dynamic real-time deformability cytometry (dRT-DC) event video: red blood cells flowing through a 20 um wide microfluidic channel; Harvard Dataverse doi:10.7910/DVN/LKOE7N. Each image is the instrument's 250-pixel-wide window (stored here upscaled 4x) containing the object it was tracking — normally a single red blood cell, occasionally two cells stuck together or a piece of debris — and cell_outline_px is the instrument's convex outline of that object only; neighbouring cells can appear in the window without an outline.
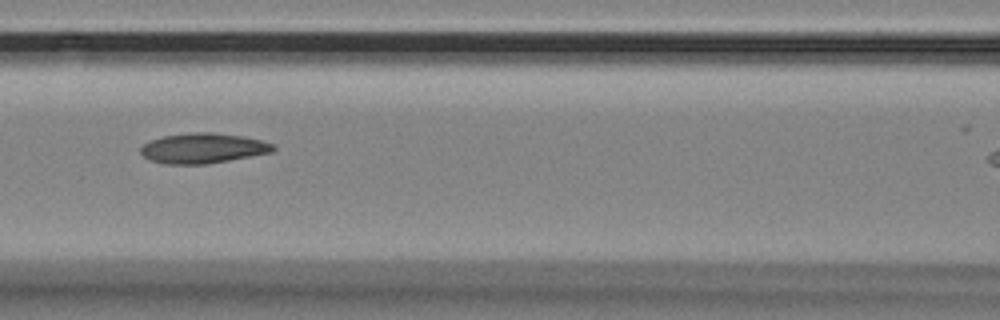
{"species": "Egyptian fruit bat (a non-hibernating species)", "species_latin": "Rousettus aegyptiacus", "temperature_condition": "room temperature", "stored_images_in_passage": 6, "camera_frame_rate_fps": 3000, "um_per_image_px": 0.085, "animal": {"sex": "female"}, "frame": {"image": 1, "passage_image": 4, "time_ms": 1.0, "image_size_px": [1000, 320], "cell_outline_px": [[276, 148], [272, 152], [208, 164], [164, 164], [152, 160], [144, 156], [140, 152], [140, 148], [144, 144], [152, 140], [164, 136], [192, 132], [212, 132], [244, 136], [260, 140], [272, 144]], "centroid_in_image_um": [17.26, 12.6], "position_along_channel_um": 149.3, "area_um2": 23.12}}
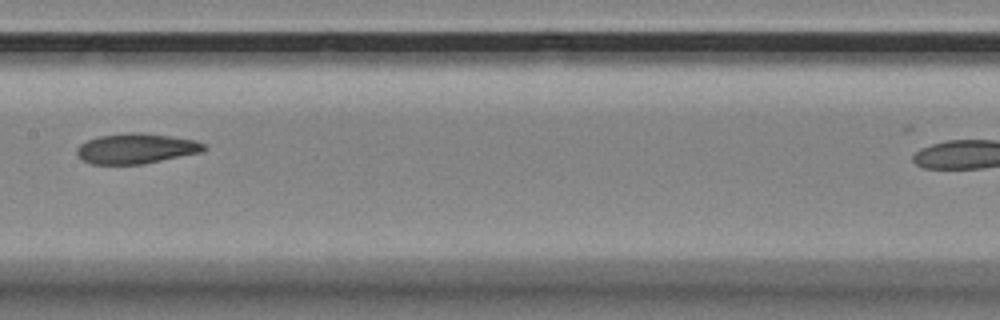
{"frame": {"image": 2, "passage_image": 5, "time_ms": 1.333, "image_size_px": [1000, 320], "cell_outline_px": [[208, 148], [204, 152], [144, 164], [92, 164], [84, 160], [76, 152], [76, 148], [80, 144], [88, 140], [100, 136], [124, 132], [140, 132], [196, 140], [208, 144]], "centroid_in_image_um": [11.65, 12.62], "position_along_channel_um": 195.8, "area_um2": 22.6}}